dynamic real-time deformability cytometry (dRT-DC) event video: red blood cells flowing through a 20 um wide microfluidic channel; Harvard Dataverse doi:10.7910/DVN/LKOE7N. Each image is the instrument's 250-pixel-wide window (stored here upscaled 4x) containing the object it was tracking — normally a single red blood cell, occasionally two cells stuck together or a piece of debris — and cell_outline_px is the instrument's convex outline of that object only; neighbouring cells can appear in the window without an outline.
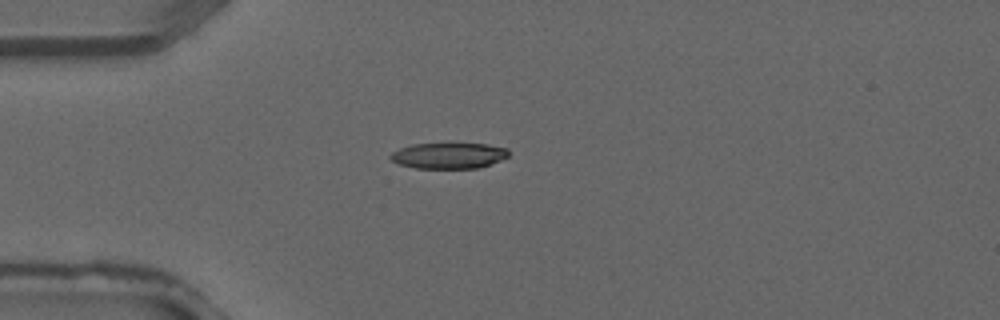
{"species": "common noctule bat (a hibernating species)", "species_latin": "Nyctalus noctula", "temperature_condition": "warm", "stored_images_in_passage": 1, "camera_frame_rate_fps": 3000, "um_per_image_px": 0.085, "animal": {"sex": "male", "forearm_length_mm": 52.5}, "frame": {"image": 1, "passage_image": 1, "time_ms": 0.0, "image_size_px": [1000, 320], "cell_outline_px": [[508, 156], [500, 160], [476, 168], [416, 168], [400, 164], [392, 160], [388, 156], [392, 152], [400, 148], [412, 144], [448, 140], [488, 144], [508, 148]], "centroid_in_image_um": [38.13, 13.16], "position_along_channel_um": 46.9, "area_um2": 18.67}}